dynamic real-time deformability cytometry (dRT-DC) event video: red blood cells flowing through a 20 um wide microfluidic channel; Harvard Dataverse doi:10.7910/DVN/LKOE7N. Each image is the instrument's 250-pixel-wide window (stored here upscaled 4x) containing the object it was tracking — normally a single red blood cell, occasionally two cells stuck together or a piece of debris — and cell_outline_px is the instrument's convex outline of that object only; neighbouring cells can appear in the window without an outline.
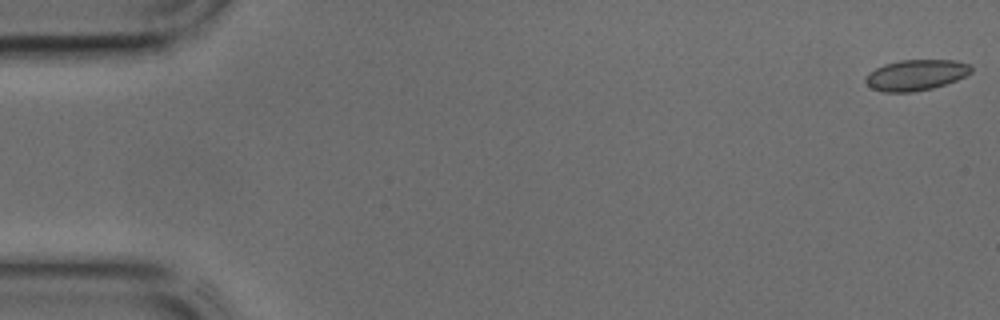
{"species": "common noctule bat (a hibernating species)", "species_latin": "Nyctalus noctula", "temperature_condition": "cold", "stored_images_in_passage": 45, "camera_frame_rate_fps": 3000, "um_per_image_px": 0.085, "animal": {"sex": "male", "body_mass_g": 17.9, "forearm_length_mm": 54.2}, "frame": {"image": 1, "passage_image": 1, "time_ms": 0.0, "image_size_px": [1000, 320], "cell_outline_px": [[972, 72], [956, 80], [932, 88], [912, 92], [884, 92], [872, 88], [864, 80], [864, 76], [868, 72], [884, 64], [900, 60], [956, 60], [972, 64]], "centroid_in_image_um": [77.85, 6.36], "position_along_channel_um": 7.1, "area_um2": 19.02}}
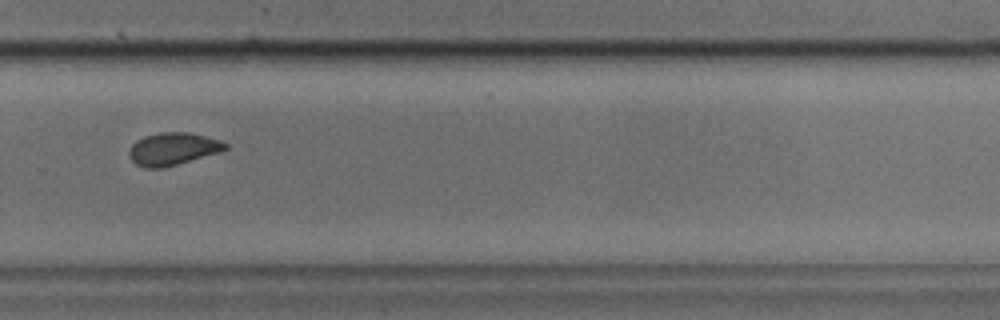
{"frame": {"image": 2, "passage_image": 30, "time_ms": 9.667, "image_size_px": [1000, 320], "cell_outline_px": [[228, 148], [220, 152], [164, 168], [144, 168], [136, 164], [128, 156], [128, 152], [132, 144], [136, 140], [144, 136], [160, 132], [188, 132], [220, 140], [228, 144]], "centroid_in_image_um": [14.67, 12.66], "position_along_channel_um": 315.1, "area_um2": 18.32}}
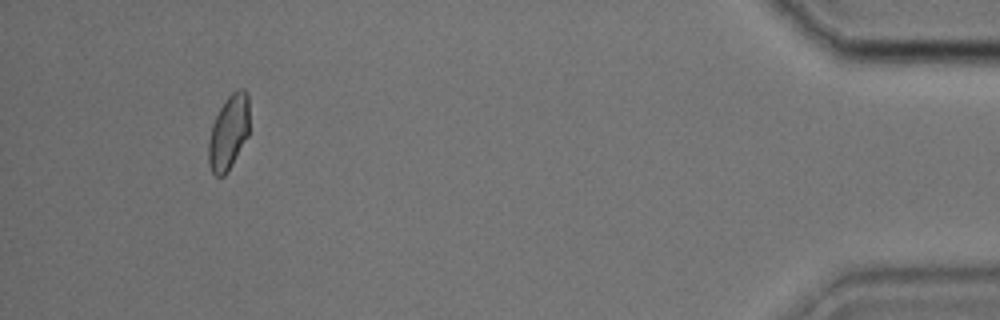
{"frame": {"image": 3, "passage_image": 41, "time_ms": 13.333, "image_size_px": [1000, 320], "cell_outline_px": [[248, 136], [228, 172], [224, 176], [216, 176], [212, 172], [208, 164], [208, 140], [212, 124], [220, 108], [228, 96], [236, 88], [244, 88], [248, 92]], "centroid_in_image_um": [19.43, 11.25], "position_along_channel_um": 415.8, "area_um2": 17.92}}